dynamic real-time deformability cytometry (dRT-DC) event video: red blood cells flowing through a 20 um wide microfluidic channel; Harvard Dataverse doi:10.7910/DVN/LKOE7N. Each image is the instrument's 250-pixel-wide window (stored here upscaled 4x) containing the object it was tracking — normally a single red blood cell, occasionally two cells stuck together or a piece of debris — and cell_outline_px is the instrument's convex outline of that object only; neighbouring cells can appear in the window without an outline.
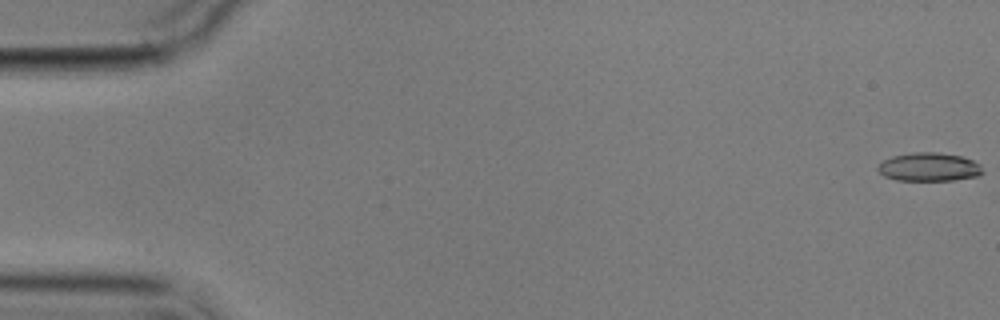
{"species": "common noctule bat (a hibernating species)", "species_latin": "Nyctalus noctula", "temperature_condition": "cold", "stored_images_in_passage": 3, "segment_of_instrument_passage": [2, 2], "camera_frame_rate_fps": 3000, "um_per_image_px": 0.085, "animal": {"sex": "male", "body_mass_g": 17.9}, "frame": {"image": 1, "passage_image": 3, "time_ms": 5.667, "image_size_px": [1000, 320], "cell_outline_px": [[984, 172], [980, 176], [952, 180], [896, 180], [884, 176], [876, 168], [884, 160], [892, 156], [912, 152], [936, 152], [960, 156], [972, 160], [980, 164]], "centroid_in_image_um": [78.98, 14.19], "position_along_channel_um": 6.0, "area_um2": 17.4}}